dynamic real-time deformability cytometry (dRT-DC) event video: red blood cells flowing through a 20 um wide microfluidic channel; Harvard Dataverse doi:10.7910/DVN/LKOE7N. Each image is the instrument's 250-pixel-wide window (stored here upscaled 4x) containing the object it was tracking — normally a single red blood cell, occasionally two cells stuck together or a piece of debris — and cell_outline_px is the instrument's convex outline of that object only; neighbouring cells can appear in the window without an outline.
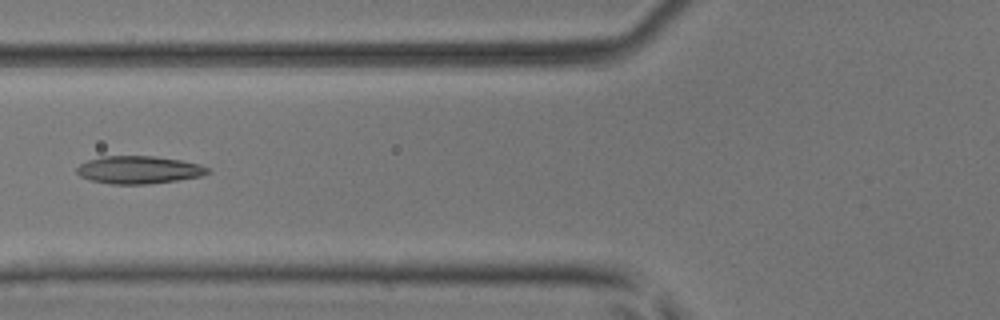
{"species": "common noctule bat (a hibernating species)", "species_latin": "Nyctalus noctula", "temperature_condition": "room temperature", "stored_images_in_passage": 6, "camera_frame_rate_fps": 3000, "um_per_image_px": 0.085, "animal": {"sex": "male", "body_mass_g": 17.9, "forearm_length_mm": 54.2}, "frame": {"image": 1, "passage_image": 6, "time_ms": 1.667, "image_size_px": [1000, 320], "cell_outline_px": [[212, 172], [200, 176], [176, 180], [148, 184], [112, 184], [92, 180], [80, 176], [76, 172], [76, 168], [80, 164], [88, 160], [100, 156], [152, 156], [180, 160], [200, 164], [208, 168]], "centroid_in_image_um": [11.79, 14.43], "position_along_channel_um": 114.0, "area_um2": 21.04}}